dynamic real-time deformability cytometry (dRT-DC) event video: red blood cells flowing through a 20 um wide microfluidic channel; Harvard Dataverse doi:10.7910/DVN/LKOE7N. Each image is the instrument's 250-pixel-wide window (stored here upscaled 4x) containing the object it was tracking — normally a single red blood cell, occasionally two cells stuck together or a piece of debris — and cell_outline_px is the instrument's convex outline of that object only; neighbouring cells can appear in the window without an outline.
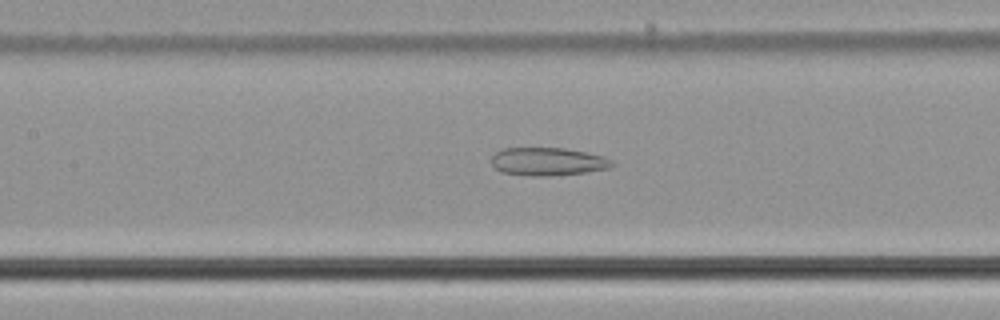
{"species": "common noctule bat (a hibernating species)", "species_latin": "Nyctalus noctula", "temperature_condition": "cold", "stored_images_in_passage": 51, "camera_frame_rate_fps": 3000, "um_per_image_px": 0.085, "animal": {"sex": "male", "body_mass_g": 21.5, "forearm_length_mm": 52.0}, "frame": {"image": 1, "passage_image": 22, "time_ms": 7.0, "image_size_px": [1000, 320], "cell_outline_px": [[616, 164], [608, 168], [584, 172], [548, 176], [528, 176], [500, 172], [492, 164], [492, 156], [496, 152], [504, 148], [564, 148], [604, 156], [612, 160]], "centroid_in_image_um": [46.55, 13.73], "position_along_channel_um": 160.8, "area_um2": 19.65}}
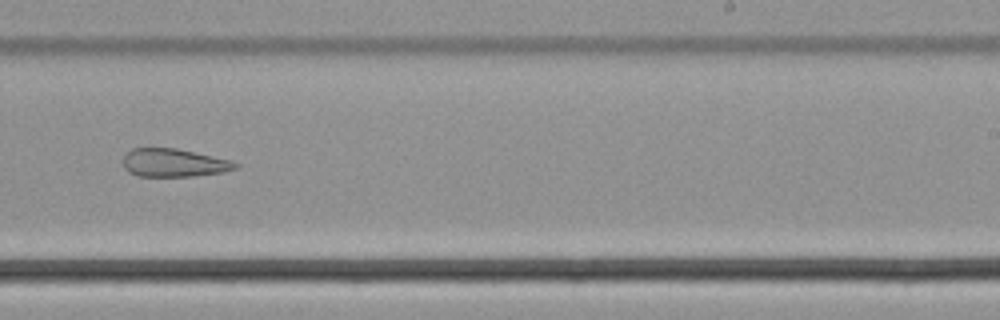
{"frame": {"image": 2, "passage_image": 31, "time_ms": 10.0, "image_size_px": [1000, 320], "cell_outline_px": [[240, 164], [236, 168], [224, 172], [196, 176], [136, 176], [128, 172], [124, 168], [124, 156], [132, 148], [176, 148], [228, 160]], "centroid_in_image_um": [14.75, 13.85], "position_along_channel_um": 274.2, "area_um2": 18.26}}
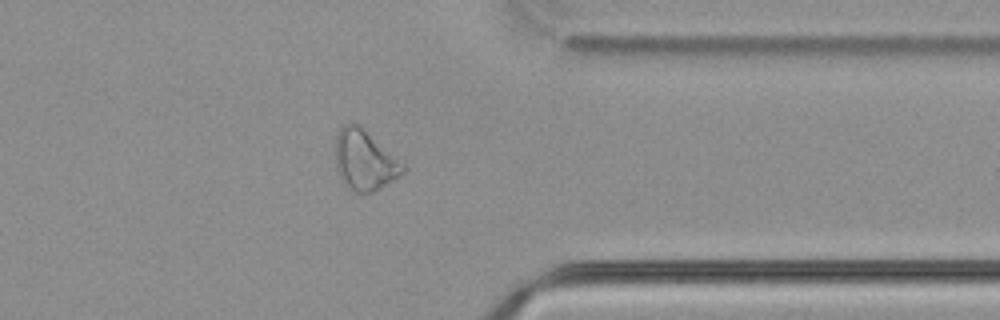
{"frame": {"image": 3, "passage_image": 40, "time_ms": 13.0, "image_size_px": [1000, 320], "cell_outline_px": [[404, 172], [372, 192], [356, 192], [344, 184], [336, 168], [336, 132], [348, 120], [360, 124], [404, 164]], "centroid_in_image_um": [30.95, 13.55], "position_along_channel_um": 380.5, "area_um2": 23.47}, "authors_computed_cell_mechanics": {"area_um2": 25.0852, "velocity_mm_per_s": 3.7935, "shape_relaxation_time_tau1_ms": null, "shape_relaxation_time_tau2_ms": 7.8204, "deformation_change_tau1": null, "deformation_change_tau2": 0.2185}}